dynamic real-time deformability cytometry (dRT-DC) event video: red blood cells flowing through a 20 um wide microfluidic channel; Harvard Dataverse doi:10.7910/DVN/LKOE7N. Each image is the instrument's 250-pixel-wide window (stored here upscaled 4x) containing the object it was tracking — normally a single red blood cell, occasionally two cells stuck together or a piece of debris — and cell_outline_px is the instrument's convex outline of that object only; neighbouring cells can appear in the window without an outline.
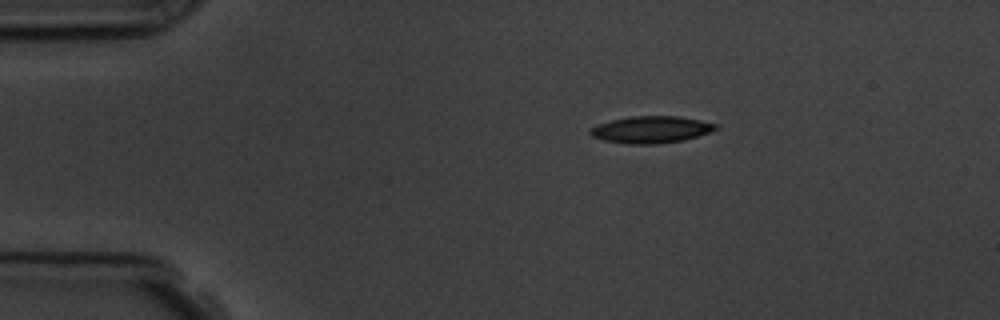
{"species": "common noctule bat (a hibernating species)", "species_latin": "Nyctalus noctula", "temperature_condition": "room temperature", "stored_images_in_passage": 6, "camera_frame_rate_fps": 3000, "um_per_image_px": 0.085, "animal": {"sex": "male", "body_mass_g": 19.5, "forearm_length_mm": 54.6}, "frame": {"image": 1, "passage_image": 1, "time_ms": 0.0, "image_size_px": [1000, 320], "cell_outline_px": [[720, 128], [684, 140], [656, 144], [628, 144], [604, 140], [592, 136], [588, 132], [592, 128], [600, 124], [612, 120], [632, 116], [680, 116], [700, 120], [716, 124]], "centroid_in_image_um": [55.36, 11.01], "position_along_channel_um": 29.6, "area_um2": 19.48}}
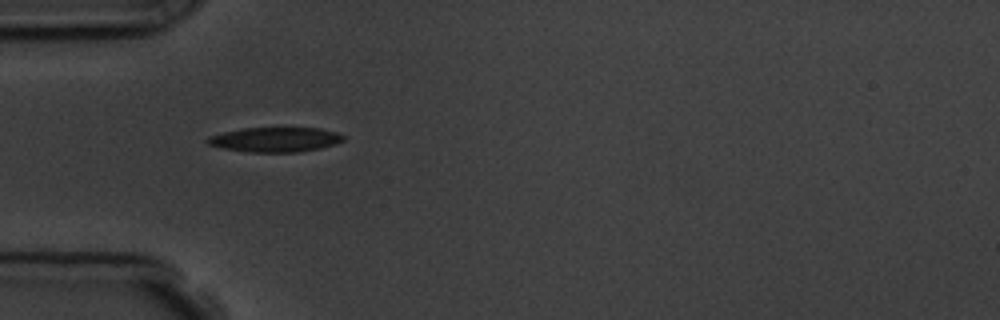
{"frame": {"image": 2, "passage_image": 3, "time_ms": 2.333, "image_size_px": [1000, 320], "cell_outline_px": [[344, 140], [336, 144], [320, 148], [300, 152], [248, 152], [220, 148], [208, 144], [204, 140], [208, 136], [224, 132], [244, 128], [320, 128], [336, 132], [344, 136]], "centroid_in_image_um": [23.37, 11.87], "position_along_channel_um": 61.6, "area_um2": 19.65}}